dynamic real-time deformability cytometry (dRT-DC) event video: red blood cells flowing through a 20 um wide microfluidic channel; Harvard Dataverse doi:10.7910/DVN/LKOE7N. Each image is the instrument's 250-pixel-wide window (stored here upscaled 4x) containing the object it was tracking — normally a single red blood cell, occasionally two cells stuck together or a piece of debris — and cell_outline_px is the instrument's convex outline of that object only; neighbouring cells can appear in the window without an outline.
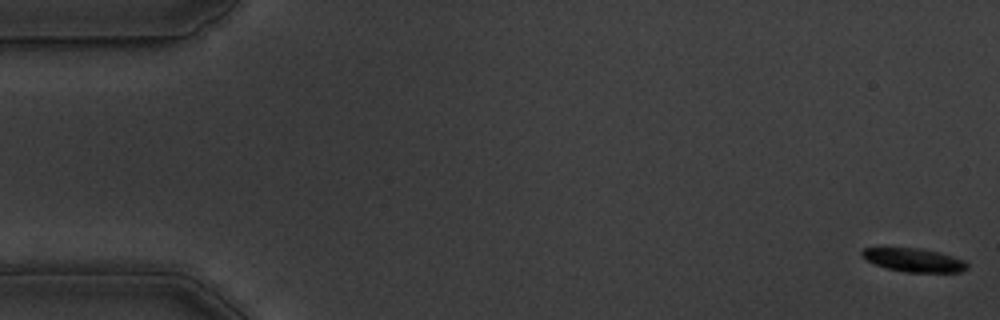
{"species": "common noctule bat (a hibernating species)", "species_latin": "Nyctalus noctula", "temperature_condition": "warm", "stored_images_in_passage": 56, "camera_frame_rate_fps": 3000, "um_per_image_px": 0.085, "animal": {"sex": "male", "body_mass_g": 19.5, "forearm_length_mm": 54.6}, "frame": {"image": 1, "passage_image": 1, "time_ms": 0.0, "image_size_px": [1000, 320], "cell_outline_px": [[968, 268], [960, 272], [904, 272], [888, 268], [876, 264], [860, 256], [860, 252], [864, 248], [920, 248], [940, 252], [964, 260], [968, 264]], "centroid_in_image_um": [77.7, 22.1], "position_along_channel_um": 7.3, "area_um2": 14.33}}
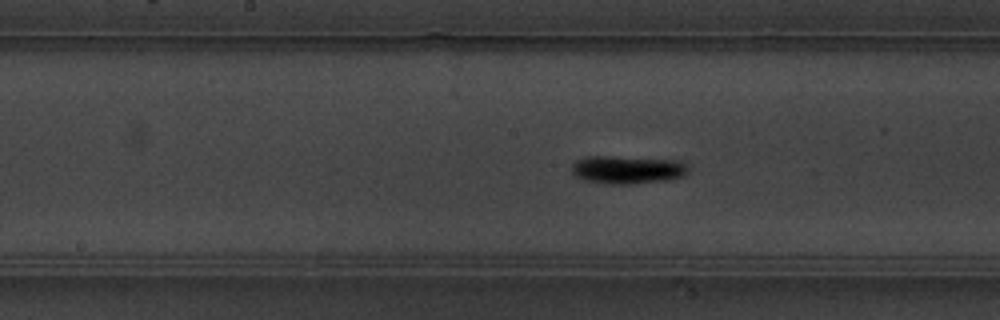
{"frame": {"image": 2, "passage_image": 28, "time_ms": 9.0, "image_size_px": [1000, 320], "cell_outline_px": [[688, 172], [684, 176], [668, 180], [632, 184], [604, 184], [584, 180], [576, 176], [572, 172], [572, 164], [576, 160], [584, 156], [608, 156], [680, 160], [688, 164]], "centroid_in_image_um": [53.34, 14.42], "position_along_channel_um": 194.9, "area_um2": 19.36}}
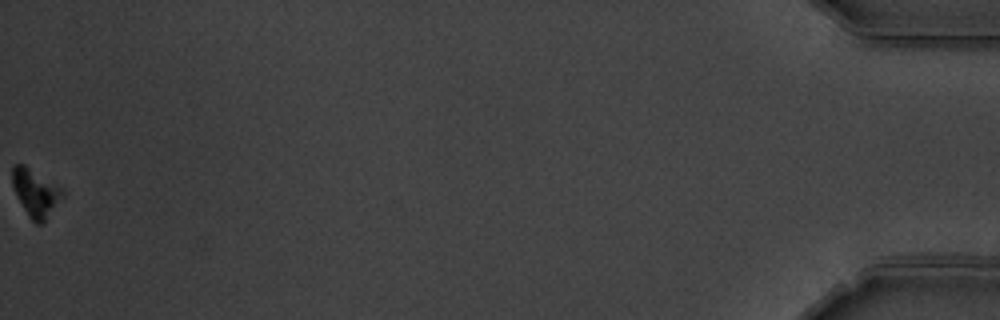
{"frame": {"image": 3, "passage_image": 56, "time_ms": 18.333, "image_size_px": [1000, 320], "cell_outline_px": [[64, 196], [44, 224], [36, 224], [28, 216], [12, 184], [12, 168], [16, 164], [24, 164], [64, 188]], "centroid_in_image_um": [3.08, 16.4], "position_along_channel_um": 432.1, "area_um2": 13.99}, "authors_computed_cell_mechanics": {"area_um2": 16.2418, "velocity_mm_per_s": 3.6254, "shape_relaxation_time_tau1_ms": 1.0448, "shape_relaxation_time_tau2_ms": null, "deformation_change_tau1": 0.1157, "deformation_change_tau2": null}}